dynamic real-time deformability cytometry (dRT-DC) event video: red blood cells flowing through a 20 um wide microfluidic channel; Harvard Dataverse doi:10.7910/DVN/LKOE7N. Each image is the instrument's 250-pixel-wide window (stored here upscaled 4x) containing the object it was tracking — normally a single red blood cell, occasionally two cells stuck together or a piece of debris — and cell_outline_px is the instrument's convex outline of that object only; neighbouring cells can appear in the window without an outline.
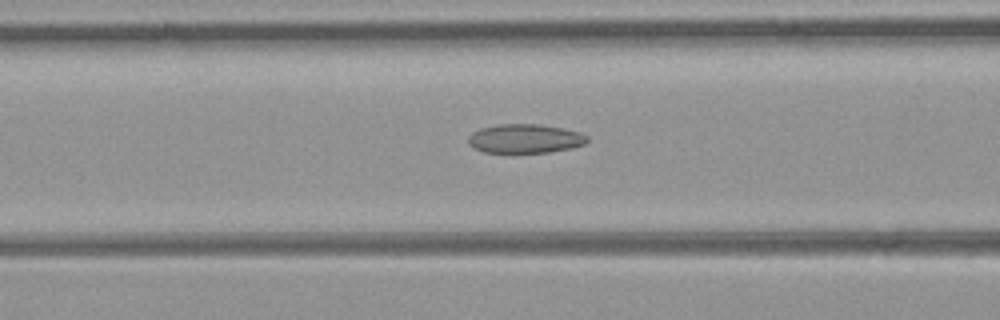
{"species": "common noctule bat (a hibernating species)", "species_latin": "Nyctalus noctula", "temperature_condition": "room temperature", "stored_images_in_passage": 7, "camera_frame_rate_fps": 3000, "um_per_image_px": 0.085, "animal": {"sex": "female", "body_mass_g": 21.9}, "frame": {"image": 1, "passage_image": 6, "time_ms": 1.667, "image_size_px": [1000, 320], "cell_outline_px": [[588, 140], [584, 144], [572, 148], [548, 152], [484, 152], [472, 148], [468, 144], [468, 136], [472, 132], [480, 128], [500, 124], [536, 124], [564, 128], [580, 132], [588, 136]], "centroid_in_image_um": [44.61, 11.78], "position_along_channel_um": 122.0, "area_um2": 20.17}}